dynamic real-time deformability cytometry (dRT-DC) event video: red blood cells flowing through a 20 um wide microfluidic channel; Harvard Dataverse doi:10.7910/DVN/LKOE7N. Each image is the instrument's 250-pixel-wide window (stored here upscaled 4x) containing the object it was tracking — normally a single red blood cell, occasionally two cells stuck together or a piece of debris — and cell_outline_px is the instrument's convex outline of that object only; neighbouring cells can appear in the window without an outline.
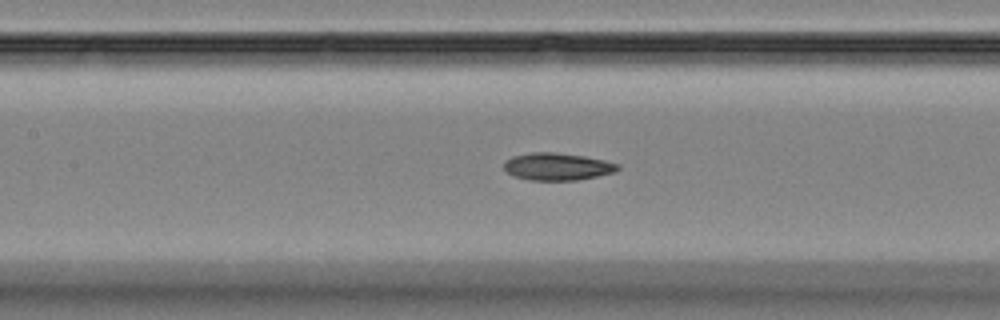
{"species": "Egyptian fruit bat (a non-hibernating species)", "species_latin": "Rousettus aegyptiacus", "temperature_condition": "room temperature", "stored_images_in_passage": 44, "camera_frame_rate_fps": 3000, "um_per_image_px": 0.085, "animal": {"sex": "female"}, "frame": {"image": 1, "passage_image": 24, "time_ms": 7.667, "image_size_px": [1000, 320], "cell_outline_px": [[620, 168], [616, 172], [576, 180], [528, 180], [512, 176], [504, 168], [504, 160], [512, 156], [532, 152], [552, 152], [584, 156], [604, 160], [620, 164]], "centroid_in_image_um": [47.36, 14.16], "position_along_channel_um": 160.0, "area_um2": 18.21}}
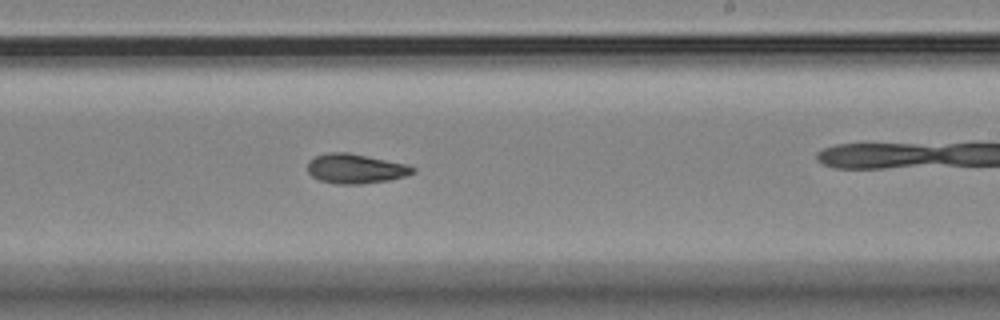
{"frame": {"image": 2, "passage_image": 32, "time_ms": 10.333, "image_size_px": [1000, 320], "cell_outline_px": [[416, 172], [404, 176], [388, 180], [360, 184], [336, 184], [320, 180], [312, 176], [308, 172], [308, 160], [316, 156], [328, 152], [348, 152], [408, 164], [416, 168]], "centroid_in_image_um": [30.23, 14.33], "position_along_channel_um": 258.8, "area_um2": 18.21}}
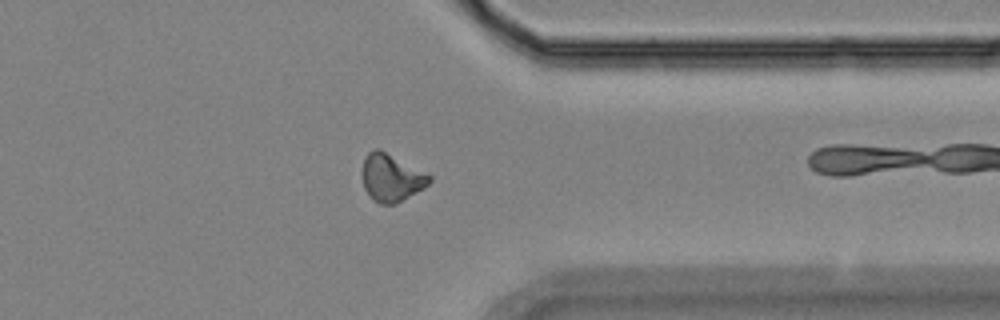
{"frame": {"image": 3, "passage_image": 42, "time_ms": 13.667, "image_size_px": [1000, 320], "cell_outline_px": [[432, 180], [424, 188], [396, 204], [380, 204], [372, 200], [364, 188], [360, 172], [364, 156], [372, 148], [380, 148], [432, 176]], "centroid_in_image_um": [33.21, 15.09], "position_along_channel_um": 378.2, "area_um2": 19.02}}